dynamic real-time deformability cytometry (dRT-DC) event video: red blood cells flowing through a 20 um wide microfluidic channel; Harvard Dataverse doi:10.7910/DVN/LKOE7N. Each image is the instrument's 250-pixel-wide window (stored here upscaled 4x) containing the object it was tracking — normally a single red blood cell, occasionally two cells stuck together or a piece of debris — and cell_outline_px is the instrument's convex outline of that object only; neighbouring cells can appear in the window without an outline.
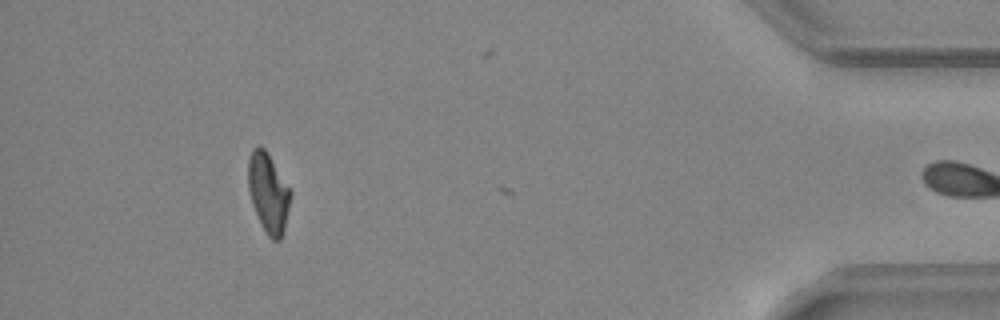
{"species": "common noctule bat (a hibernating species)", "species_latin": "Nyctalus noctula", "temperature_condition": "warm", "stored_images_in_passage": 37, "camera_frame_rate_fps": 3000, "um_per_image_px": 0.085, "animal": {"sex": "female", "body_mass_g": 24.6, "forearm_length_mm": 56.2}, "frame": {"image": 1, "passage_image": 36, "time_ms": 11.667, "image_size_px": [1000, 320], "cell_outline_px": [[292, 192], [284, 232], [280, 240], [272, 240], [268, 236], [260, 224], [252, 204], [248, 188], [248, 156], [252, 148], [256, 144], [260, 144], [264, 148]], "centroid_in_image_um": [22.79, 16.39], "position_along_channel_um": 412.4, "area_um2": 19.77}, "authors_computed_cell_mechanics": {"area_um2": 20.1144, "velocity_mm_per_s": 4.2126, "shape_relaxation_time_tau1_ms": 3.5873, "shape_relaxation_time_tau2_ms": 9.2428, "deformation_change_tau1": 0.1503, "deformation_change_tau2": 0.1517}}